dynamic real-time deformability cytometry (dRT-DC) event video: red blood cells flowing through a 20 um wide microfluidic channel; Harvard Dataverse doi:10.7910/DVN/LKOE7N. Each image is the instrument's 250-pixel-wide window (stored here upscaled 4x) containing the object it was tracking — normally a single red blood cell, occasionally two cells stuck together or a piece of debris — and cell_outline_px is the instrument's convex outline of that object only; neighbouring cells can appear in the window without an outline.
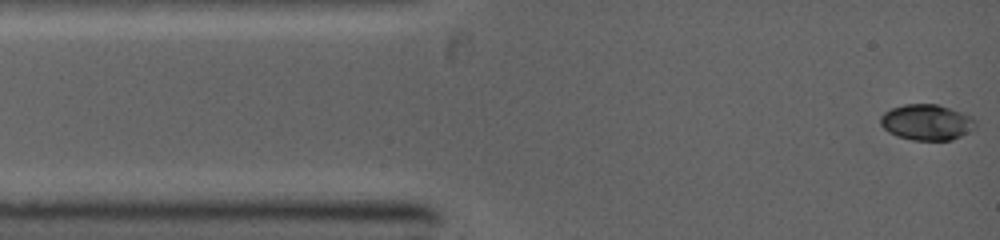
{"species": "common noctule bat (a hibernating species)", "species_latin": "Nyctalus noctula", "temperature_condition": "warm", "stored_images_in_passage": 56, "camera_frame_rate_fps": 5000, "um_per_image_px": 0.085, "animal": {"sex": "female", "body_mass_g": 19.0, "forearm_length_mm": 53.3}, "frame": {"image": 1, "passage_image": 1, "time_ms": 0.0, "image_size_px": [1000, 240], "cell_outline_px": [[976, 128], [952, 140], [912, 140], [896, 136], [888, 132], [880, 124], [880, 116], [884, 112], [892, 108], [904, 104], [936, 104], [972, 116], [976, 124]], "centroid_in_image_um": [78.75, 10.4], "position_along_channel_um": 6.3, "area_um2": 19.83}}
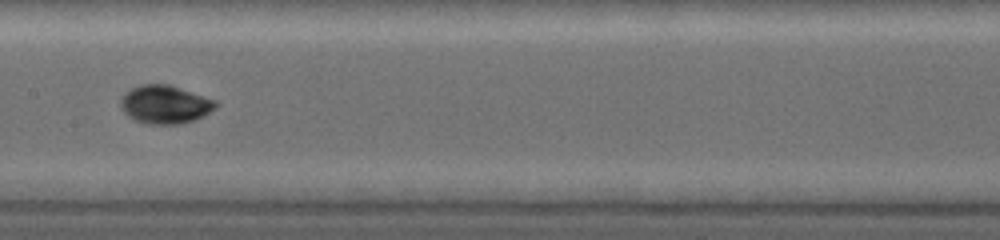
{"frame": {"image": 2, "passage_image": 23, "time_ms": 5.4, "image_size_px": [1000, 240], "cell_outline_px": [[216, 108], [196, 120], [180, 124], [148, 124], [136, 120], [128, 116], [124, 112], [120, 104], [120, 100], [124, 92], [140, 84], [168, 84], [216, 100]], "centroid_in_image_um": [14.01, 8.88], "position_along_channel_um": 193.4, "area_um2": 21.21}}
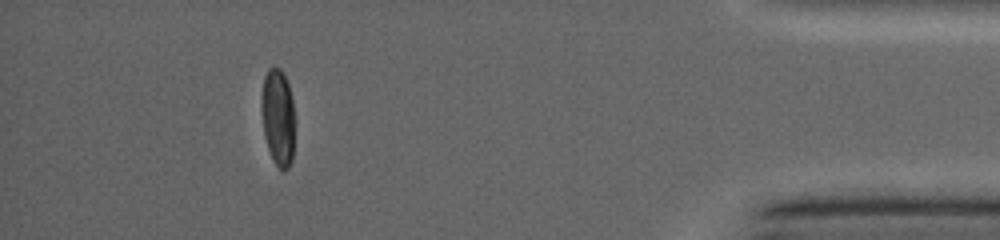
{"frame": {"image": 3, "passage_image": 49, "time_ms": 11.4, "image_size_px": [1000, 240], "cell_outline_px": [[296, 120], [292, 160], [288, 168], [284, 172], [276, 164], [268, 148], [264, 136], [260, 108], [260, 96], [264, 76], [268, 68], [272, 64], [280, 68], [284, 72], [288, 84], [292, 100]], "centroid_in_image_um": [23.63, 9.91], "position_along_channel_um": 411.6, "area_um2": 19.65}}